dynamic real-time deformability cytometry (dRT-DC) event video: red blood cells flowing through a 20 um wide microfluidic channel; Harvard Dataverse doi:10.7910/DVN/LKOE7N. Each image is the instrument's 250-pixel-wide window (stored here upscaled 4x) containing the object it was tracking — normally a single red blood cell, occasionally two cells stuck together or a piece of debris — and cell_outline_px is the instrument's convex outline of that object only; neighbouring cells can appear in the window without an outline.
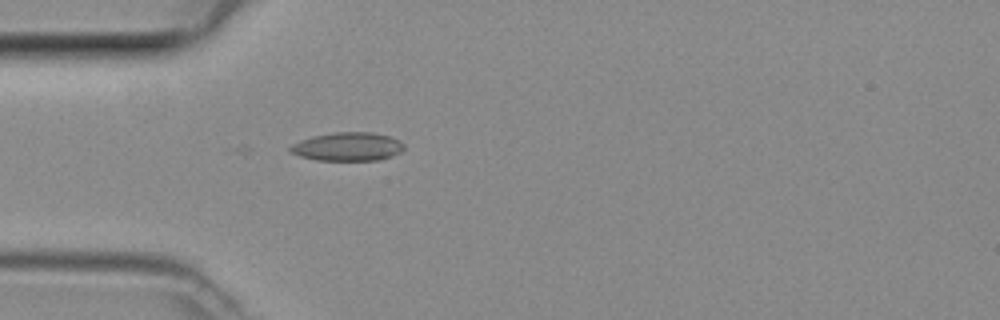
{"species": "common noctule bat (a hibernating species)", "species_latin": "Nyctalus noctula", "temperature_condition": "room temperature", "stored_images_in_passage": 48, "camera_frame_rate_fps": 3000, "um_per_image_px": 0.085, "animal": {"sex": "female", "body_mass_g": 29.2, "forearm_length_mm": 56.3}, "frame": {"image": 1, "passage_image": 14, "time_ms": 4.333, "image_size_px": [1000, 320], "cell_outline_px": [[404, 148], [400, 152], [392, 156], [380, 160], [316, 160], [300, 156], [288, 152], [288, 148], [292, 144], [300, 140], [312, 136], [336, 132], [372, 132], [392, 136], [400, 140], [404, 144]], "centroid_in_image_um": [29.56, 12.46], "position_along_channel_um": 55.4, "area_um2": 19.13}}
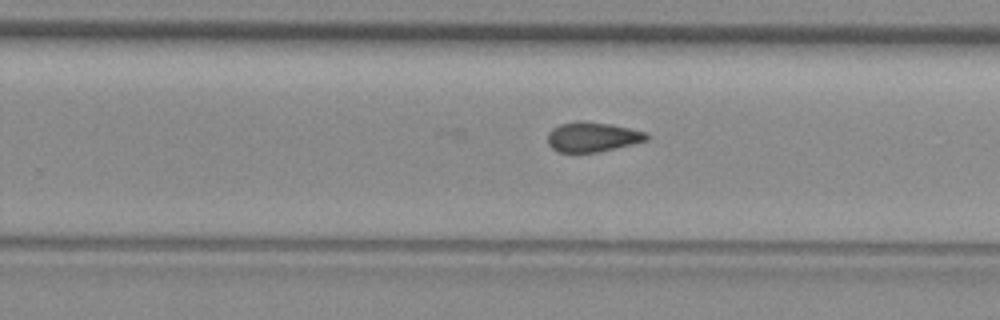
{"frame": {"image": 2, "passage_image": 30, "time_ms": 9.667, "image_size_px": [1000, 320], "cell_outline_px": [[648, 140], [600, 152], [556, 152], [548, 144], [548, 132], [552, 128], [560, 124], [608, 124], [648, 132]], "centroid_in_image_um": [50.37, 11.69], "position_along_channel_um": 279.4, "area_um2": 16.47}}
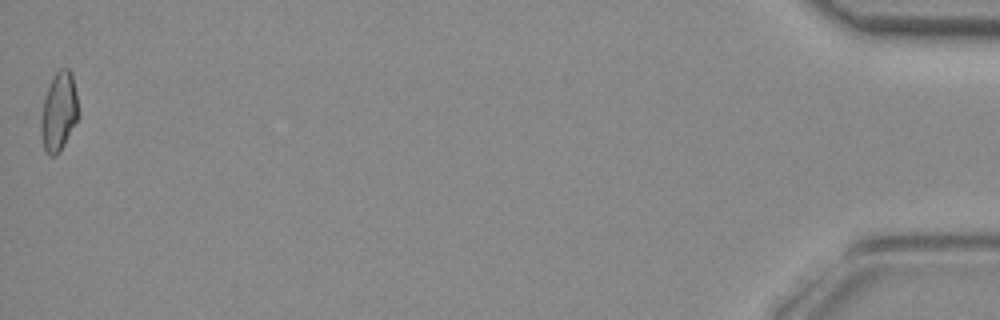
{"frame": {"image": 3, "passage_image": 48, "time_ms": 15.667, "image_size_px": [1000, 320], "cell_outline_px": [[80, 116], [60, 152], [56, 156], [48, 156], [24, 112], [52, 76], [60, 68], [68, 68], [72, 72], [76, 92]], "centroid_in_image_um": [4.67, 9.49], "position_along_channel_um": 430.5, "area_um2": 21.56}}